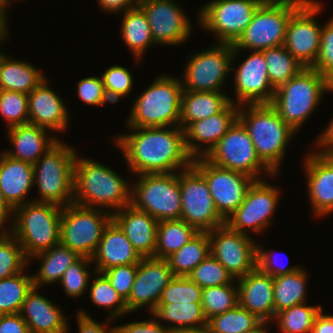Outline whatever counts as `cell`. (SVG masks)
Segmentation results:
<instances>
[{
	"label": "cell",
	"mask_w": 333,
	"mask_h": 333,
	"mask_svg": "<svg viewBox=\"0 0 333 333\" xmlns=\"http://www.w3.org/2000/svg\"><path fill=\"white\" fill-rule=\"evenodd\" d=\"M210 254L237 280L257 267V244L226 223L208 232Z\"/></svg>",
	"instance_id": "18"
},
{
	"label": "cell",
	"mask_w": 333,
	"mask_h": 333,
	"mask_svg": "<svg viewBox=\"0 0 333 333\" xmlns=\"http://www.w3.org/2000/svg\"><path fill=\"white\" fill-rule=\"evenodd\" d=\"M327 91L333 92V85L319 71L304 67L275 90L270 105L298 133Z\"/></svg>",
	"instance_id": "4"
},
{
	"label": "cell",
	"mask_w": 333,
	"mask_h": 333,
	"mask_svg": "<svg viewBox=\"0 0 333 333\" xmlns=\"http://www.w3.org/2000/svg\"><path fill=\"white\" fill-rule=\"evenodd\" d=\"M303 160L312 214L323 218L333 213V154L313 150Z\"/></svg>",
	"instance_id": "22"
},
{
	"label": "cell",
	"mask_w": 333,
	"mask_h": 333,
	"mask_svg": "<svg viewBox=\"0 0 333 333\" xmlns=\"http://www.w3.org/2000/svg\"><path fill=\"white\" fill-rule=\"evenodd\" d=\"M173 277L166 259L142 258L137 265L130 294L125 300L129 314L143 307H147L148 312L151 313Z\"/></svg>",
	"instance_id": "20"
},
{
	"label": "cell",
	"mask_w": 333,
	"mask_h": 333,
	"mask_svg": "<svg viewBox=\"0 0 333 333\" xmlns=\"http://www.w3.org/2000/svg\"><path fill=\"white\" fill-rule=\"evenodd\" d=\"M111 220L112 214L105 210L70 203L62 207L60 244L92 258Z\"/></svg>",
	"instance_id": "10"
},
{
	"label": "cell",
	"mask_w": 333,
	"mask_h": 333,
	"mask_svg": "<svg viewBox=\"0 0 333 333\" xmlns=\"http://www.w3.org/2000/svg\"><path fill=\"white\" fill-rule=\"evenodd\" d=\"M58 141L34 165V185L39 198L33 201L49 202L59 206L73 203L74 162L77 151Z\"/></svg>",
	"instance_id": "7"
},
{
	"label": "cell",
	"mask_w": 333,
	"mask_h": 333,
	"mask_svg": "<svg viewBox=\"0 0 333 333\" xmlns=\"http://www.w3.org/2000/svg\"><path fill=\"white\" fill-rule=\"evenodd\" d=\"M238 119L247 129L260 160L274 173L280 166L296 131L270 104L239 105Z\"/></svg>",
	"instance_id": "3"
},
{
	"label": "cell",
	"mask_w": 333,
	"mask_h": 333,
	"mask_svg": "<svg viewBox=\"0 0 333 333\" xmlns=\"http://www.w3.org/2000/svg\"><path fill=\"white\" fill-rule=\"evenodd\" d=\"M262 3H280V2H287V1H295V0H259Z\"/></svg>",
	"instance_id": "66"
},
{
	"label": "cell",
	"mask_w": 333,
	"mask_h": 333,
	"mask_svg": "<svg viewBox=\"0 0 333 333\" xmlns=\"http://www.w3.org/2000/svg\"><path fill=\"white\" fill-rule=\"evenodd\" d=\"M281 193L280 188L269 184L265 178L255 180L249 187L243 202L226 220V224L232 230L248 236L250 235L248 231H254L259 235L261 232L264 233V230L272 223V215L277 210Z\"/></svg>",
	"instance_id": "15"
},
{
	"label": "cell",
	"mask_w": 333,
	"mask_h": 333,
	"mask_svg": "<svg viewBox=\"0 0 333 333\" xmlns=\"http://www.w3.org/2000/svg\"><path fill=\"white\" fill-rule=\"evenodd\" d=\"M0 116L6 121V128L27 124L28 94L16 91L0 90Z\"/></svg>",
	"instance_id": "47"
},
{
	"label": "cell",
	"mask_w": 333,
	"mask_h": 333,
	"mask_svg": "<svg viewBox=\"0 0 333 333\" xmlns=\"http://www.w3.org/2000/svg\"><path fill=\"white\" fill-rule=\"evenodd\" d=\"M224 91H184L182 95L179 126L203 120L219 113L229 102Z\"/></svg>",
	"instance_id": "32"
},
{
	"label": "cell",
	"mask_w": 333,
	"mask_h": 333,
	"mask_svg": "<svg viewBox=\"0 0 333 333\" xmlns=\"http://www.w3.org/2000/svg\"><path fill=\"white\" fill-rule=\"evenodd\" d=\"M7 223L8 227L5 225ZM11 235H12V218L4 210H0V239L7 238Z\"/></svg>",
	"instance_id": "61"
},
{
	"label": "cell",
	"mask_w": 333,
	"mask_h": 333,
	"mask_svg": "<svg viewBox=\"0 0 333 333\" xmlns=\"http://www.w3.org/2000/svg\"><path fill=\"white\" fill-rule=\"evenodd\" d=\"M320 305H308L307 302L294 305L275 314L273 323L280 333H310ZM276 321V322H275Z\"/></svg>",
	"instance_id": "42"
},
{
	"label": "cell",
	"mask_w": 333,
	"mask_h": 333,
	"mask_svg": "<svg viewBox=\"0 0 333 333\" xmlns=\"http://www.w3.org/2000/svg\"><path fill=\"white\" fill-rule=\"evenodd\" d=\"M181 78L161 75L134 99L127 127L179 126L182 95Z\"/></svg>",
	"instance_id": "5"
},
{
	"label": "cell",
	"mask_w": 333,
	"mask_h": 333,
	"mask_svg": "<svg viewBox=\"0 0 333 333\" xmlns=\"http://www.w3.org/2000/svg\"><path fill=\"white\" fill-rule=\"evenodd\" d=\"M233 51V44L215 42L207 49L189 54L181 78L184 91H223L235 60Z\"/></svg>",
	"instance_id": "13"
},
{
	"label": "cell",
	"mask_w": 333,
	"mask_h": 333,
	"mask_svg": "<svg viewBox=\"0 0 333 333\" xmlns=\"http://www.w3.org/2000/svg\"><path fill=\"white\" fill-rule=\"evenodd\" d=\"M262 320L239 304L222 314L207 320V327L212 333H245L253 329Z\"/></svg>",
	"instance_id": "43"
},
{
	"label": "cell",
	"mask_w": 333,
	"mask_h": 333,
	"mask_svg": "<svg viewBox=\"0 0 333 333\" xmlns=\"http://www.w3.org/2000/svg\"><path fill=\"white\" fill-rule=\"evenodd\" d=\"M76 87L77 95L82 103L92 106H103L106 102L112 103L106 94L101 76L81 78Z\"/></svg>",
	"instance_id": "52"
},
{
	"label": "cell",
	"mask_w": 333,
	"mask_h": 333,
	"mask_svg": "<svg viewBox=\"0 0 333 333\" xmlns=\"http://www.w3.org/2000/svg\"><path fill=\"white\" fill-rule=\"evenodd\" d=\"M121 37L124 44L131 51L135 63L142 61L146 50L157 46L151 35V29L146 14L139 7L127 10L122 13Z\"/></svg>",
	"instance_id": "33"
},
{
	"label": "cell",
	"mask_w": 333,
	"mask_h": 333,
	"mask_svg": "<svg viewBox=\"0 0 333 333\" xmlns=\"http://www.w3.org/2000/svg\"><path fill=\"white\" fill-rule=\"evenodd\" d=\"M272 323V321H261L253 329L246 331L245 333H269V330L266 328Z\"/></svg>",
	"instance_id": "63"
},
{
	"label": "cell",
	"mask_w": 333,
	"mask_h": 333,
	"mask_svg": "<svg viewBox=\"0 0 333 333\" xmlns=\"http://www.w3.org/2000/svg\"><path fill=\"white\" fill-rule=\"evenodd\" d=\"M239 105L231 101L217 114L188 124L185 146L193 159L205 157L238 119Z\"/></svg>",
	"instance_id": "23"
},
{
	"label": "cell",
	"mask_w": 333,
	"mask_h": 333,
	"mask_svg": "<svg viewBox=\"0 0 333 333\" xmlns=\"http://www.w3.org/2000/svg\"><path fill=\"white\" fill-rule=\"evenodd\" d=\"M179 186L181 220L199 232H209L226 223L215 207L208 183L193 165L179 171Z\"/></svg>",
	"instance_id": "14"
},
{
	"label": "cell",
	"mask_w": 333,
	"mask_h": 333,
	"mask_svg": "<svg viewBox=\"0 0 333 333\" xmlns=\"http://www.w3.org/2000/svg\"><path fill=\"white\" fill-rule=\"evenodd\" d=\"M141 259L123 231L111 220L105 227L99 246L92 257V263H95L94 270L103 273L116 266L138 264Z\"/></svg>",
	"instance_id": "28"
},
{
	"label": "cell",
	"mask_w": 333,
	"mask_h": 333,
	"mask_svg": "<svg viewBox=\"0 0 333 333\" xmlns=\"http://www.w3.org/2000/svg\"><path fill=\"white\" fill-rule=\"evenodd\" d=\"M198 233L196 228L181 219L159 221L154 258L166 259Z\"/></svg>",
	"instance_id": "37"
},
{
	"label": "cell",
	"mask_w": 333,
	"mask_h": 333,
	"mask_svg": "<svg viewBox=\"0 0 333 333\" xmlns=\"http://www.w3.org/2000/svg\"><path fill=\"white\" fill-rule=\"evenodd\" d=\"M131 186V205L147 212L158 222L180 220L179 172L136 175Z\"/></svg>",
	"instance_id": "9"
},
{
	"label": "cell",
	"mask_w": 333,
	"mask_h": 333,
	"mask_svg": "<svg viewBox=\"0 0 333 333\" xmlns=\"http://www.w3.org/2000/svg\"><path fill=\"white\" fill-rule=\"evenodd\" d=\"M12 0H0V5L3 6L8 11V6L11 3ZM20 1V0H19Z\"/></svg>",
	"instance_id": "67"
},
{
	"label": "cell",
	"mask_w": 333,
	"mask_h": 333,
	"mask_svg": "<svg viewBox=\"0 0 333 333\" xmlns=\"http://www.w3.org/2000/svg\"><path fill=\"white\" fill-rule=\"evenodd\" d=\"M204 158L216 166L247 174L255 180H262L259 176L262 171L270 179L278 176L257 156L249 133L239 119Z\"/></svg>",
	"instance_id": "11"
},
{
	"label": "cell",
	"mask_w": 333,
	"mask_h": 333,
	"mask_svg": "<svg viewBox=\"0 0 333 333\" xmlns=\"http://www.w3.org/2000/svg\"><path fill=\"white\" fill-rule=\"evenodd\" d=\"M129 134L113 137L129 171L135 175L174 173L187 169L193 158L180 126L128 127ZM130 130H132L130 132Z\"/></svg>",
	"instance_id": "1"
},
{
	"label": "cell",
	"mask_w": 333,
	"mask_h": 333,
	"mask_svg": "<svg viewBox=\"0 0 333 333\" xmlns=\"http://www.w3.org/2000/svg\"><path fill=\"white\" fill-rule=\"evenodd\" d=\"M202 288L188 276H174L165 287L159 303L201 302Z\"/></svg>",
	"instance_id": "50"
},
{
	"label": "cell",
	"mask_w": 333,
	"mask_h": 333,
	"mask_svg": "<svg viewBox=\"0 0 333 333\" xmlns=\"http://www.w3.org/2000/svg\"><path fill=\"white\" fill-rule=\"evenodd\" d=\"M312 68L333 85V16L323 25L319 55Z\"/></svg>",
	"instance_id": "51"
},
{
	"label": "cell",
	"mask_w": 333,
	"mask_h": 333,
	"mask_svg": "<svg viewBox=\"0 0 333 333\" xmlns=\"http://www.w3.org/2000/svg\"><path fill=\"white\" fill-rule=\"evenodd\" d=\"M116 333H175L153 316L145 321H132L115 326Z\"/></svg>",
	"instance_id": "55"
},
{
	"label": "cell",
	"mask_w": 333,
	"mask_h": 333,
	"mask_svg": "<svg viewBox=\"0 0 333 333\" xmlns=\"http://www.w3.org/2000/svg\"><path fill=\"white\" fill-rule=\"evenodd\" d=\"M261 4L259 0L208 1L199 9L197 25L214 34L216 43L234 44Z\"/></svg>",
	"instance_id": "12"
},
{
	"label": "cell",
	"mask_w": 333,
	"mask_h": 333,
	"mask_svg": "<svg viewBox=\"0 0 333 333\" xmlns=\"http://www.w3.org/2000/svg\"><path fill=\"white\" fill-rule=\"evenodd\" d=\"M26 269L12 277L0 279V315L20 313L26 295L33 287L32 275Z\"/></svg>",
	"instance_id": "41"
},
{
	"label": "cell",
	"mask_w": 333,
	"mask_h": 333,
	"mask_svg": "<svg viewBox=\"0 0 333 333\" xmlns=\"http://www.w3.org/2000/svg\"><path fill=\"white\" fill-rule=\"evenodd\" d=\"M175 333H212L210 329L206 326L199 328L183 329Z\"/></svg>",
	"instance_id": "65"
},
{
	"label": "cell",
	"mask_w": 333,
	"mask_h": 333,
	"mask_svg": "<svg viewBox=\"0 0 333 333\" xmlns=\"http://www.w3.org/2000/svg\"><path fill=\"white\" fill-rule=\"evenodd\" d=\"M0 153V190L7 203L15 209L33 201L26 200L34 186L33 165Z\"/></svg>",
	"instance_id": "30"
},
{
	"label": "cell",
	"mask_w": 333,
	"mask_h": 333,
	"mask_svg": "<svg viewBox=\"0 0 333 333\" xmlns=\"http://www.w3.org/2000/svg\"><path fill=\"white\" fill-rule=\"evenodd\" d=\"M33 286L22 304L20 315L30 333H69V323L60 305L41 295Z\"/></svg>",
	"instance_id": "25"
},
{
	"label": "cell",
	"mask_w": 333,
	"mask_h": 333,
	"mask_svg": "<svg viewBox=\"0 0 333 333\" xmlns=\"http://www.w3.org/2000/svg\"><path fill=\"white\" fill-rule=\"evenodd\" d=\"M0 333H30L20 313L0 315Z\"/></svg>",
	"instance_id": "57"
},
{
	"label": "cell",
	"mask_w": 333,
	"mask_h": 333,
	"mask_svg": "<svg viewBox=\"0 0 333 333\" xmlns=\"http://www.w3.org/2000/svg\"><path fill=\"white\" fill-rule=\"evenodd\" d=\"M239 304L237 283L202 288L201 305L206 320Z\"/></svg>",
	"instance_id": "44"
},
{
	"label": "cell",
	"mask_w": 333,
	"mask_h": 333,
	"mask_svg": "<svg viewBox=\"0 0 333 333\" xmlns=\"http://www.w3.org/2000/svg\"><path fill=\"white\" fill-rule=\"evenodd\" d=\"M235 68L231 65L237 100L231 97L229 100L237 105L270 104L276 89L270 83L263 52L251 51Z\"/></svg>",
	"instance_id": "21"
},
{
	"label": "cell",
	"mask_w": 333,
	"mask_h": 333,
	"mask_svg": "<svg viewBox=\"0 0 333 333\" xmlns=\"http://www.w3.org/2000/svg\"><path fill=\"white\" fill-rule=\"evenodd\" d=\"M62 206L31 201L14 209L12 235L27 259L60 244Z\"/></svg>",
	"instance_id": "6"
},
{
	"label": "cell",
	"mask_w": 333,
	"mask_h": 333,
	"mask_svg": "<svg viewBox=\"0 0 333 333\" xmlns=\"http://www.w3.org/2000/svg\"><path fill=\"white\" fill-rule=\"evenodd\" d=\"M318 136V139L315 138L314 142V145L316 144L315 147L319 148L316 151L324 154H333V118L326 129Z\"/></svg>",
	"instance_id": "59"
},
{
	"label": "cell",
	"mask_w": 333,
	"mask_h": 333,
	"mask_svg": "<svg viewBox=\"0 0 333 333\" xmlns=\"http://www.w3.org/2000/svg\"><path fill=\"white\" fill-rule=\"evenodd\" d=\"M310 333H333V314H317Z\"/></svg>",
	"instance_id": "60"
},
{
	"label": "cell",
	"mask_w": 333,
	"mask_h": 333,
	"mask_svg": "<svg viewBox=\"0 0 333 333\" xmlns=\"http://www.w3.org/2000/svg\"><path fill=\"white\" fill-rule=\"evenodd\" d=\"M7 13V10L0 5V43L9 36V28L7 24L8 18H6L8 15Z\"/></svg>",
	"instance_id": "62"
},
{
	"label": "cell",
	"mask_w": 333,
	"mask_h": 333,
	"mask_svg": "<svg viewBox=\"0 0 333 333\" xmlns=\"http://www.w3.org/2000/svg\"><path fill=\"white\" fill-rule=\"evenodd\" d=\"M261 244H257V267L265 274H268L272 277H276L279 275L290 274L296 272L301 268L299 265L292 266H284L279 265V259H275L276 255L273 251L264 250ZM278 260V261H277ZM277 265V266H275Z\"/></svg>",
	"instance_id": "54"
},
{
	"label": "cell",
	"mask_w": 333,
	"mask_h": 333,
	"mask_svg": "<svg viewBox=\"0 0 333 333\" xmlns=\"http://www.w3.org/2000/svg\"><path fill=\"white\" fill-rule=\"evenodd\" d=\"M43 73L28 61L16 60L0 51V90L29 94L46 78Z\"/></svg>",
	"instance_id": "31"
},
{
	"label": "cell",
	"mask_w": 333,
	"mask_h": 333,
	"mask_svg": "<svg viewBox=\"0 0 333 333\" xmlns=\"http://www.w3.org/2000/svg\"><path fill=\"white\" fill-rule=\"evenodd\" d=\"M105 13L121 14L138 6L139 0H97Z\"/></svg>",
	"instance_id": "58"
},
{
	"label": "cell",
	"mask_w": 333,
	"mask_h": 333,
	"mask_svg": "<svg viewBox=\"0 0 333 333\" xmlns=\"http://www.w3.org/2000/svg\"><path fill=\"white\" fill-rule=\"evenodd\" d=\"M236 281L239 305L262 321H272L275 317L273 277L256 267Z\"/></svg>",
	"instance_id": "27"
},
{
	"label": "cell",
	"mask_w": 333,
	"mask_h": 333,
	"mask_svg": "<svg viewBox=\"0 0 333 333\" xmlns=\"http://www.w3.org/2000/svg\"><path fill=\"white\" fill-rule=\"evenodd\" d=\"M192 165L204 176L218 213L227 220L243 202L255 179L216 166L204 157L193 159Z\"/></svg>",
	"instance_id": "17"
},
{
	"label": "cell",
	"mask_w": 333,
	"mask_h": 333,
	"mask_svg": "<svg viewBox=\"0 0 333 333\" xmlns=\"http://www.w3.org/2000/svg\"><path fill=\"white\" fill-rule=\"evenodd\" d=\"M48 131L30 123L8 128L7 136L13 150L10 148L3 152L11 158L34 165L60 139Z\"/></svg>",
	"instance_id": "29"
},
{
	"label": "cell",
	"mask_w": 333,
	"mask_h": 333,
	"mask_svg": "<svg viewBox=\"0 0 333 333\" xmlns=\"http://www.w3.org/2000/svg\"><path fill=\"white\" fill-rule=\"evenodd\" d=\"M28 265L22 246L11 235L0 239V279L12 277L22 272Z\"/></svg>",
	"instance_id": "48"
},
{
	"label": "cell",
	"mask_w": 333,
	"mask_h": 333,
	"mask_svg": "<svg viewBox=\"0 0 333 333\" xmlns=\"http://www.w3.org/2000/svg\"><path fill=\"white\" fill-rule=\"evenodd\" d=\"M210 254L208 232H199L188 243L166 258L174 276L188 274Z\"/></svg>",
	"instance_id": "38"
},
{
	"label": "cell",
	"mask_w": 333,
	"mask_h": 333,
	"mask_svg": "<svg viewBox=\"0 0 333 333\" xmlns=\"http://www.w3.org/2000/svg\"><path fill=\"white\" fill-rule=\"evenodd\" d=\"M80 257L76 251L61 244L32 256L28 259V263L31 260L42 261L39 271L32 274L33 286L40 288L44 284L60 282L64 271Z\"/></svg>",
	"instance_id": "34"
},
{
	"label": "cell",
	"mask_w": 333,
	"mask_h": 333,
	"mask_svg": "<svg viewBox=\"0 0 333 333\" xmlns=\"http://www.w3.org/2000/svg\"><path fill=\"white\" fill-rule=\"evenodd\" d=\"M323 3L306 0L291 16L284 47L304 66L312 68L320 51L323 25H318L315 16L323 11Z\"/></svg>",
	"instance_id": "16"
},
{
	"label": "cell",
	"mask_w": 333,
	"mask_h": 333,
	"mask_svg": "<svg viewBox=\"0 0 333 333\" xmlns=\"http://www.w3.org/2000/svg\"><path fill=\"white\" fill-rule=\"evenodd\" d=\"M188 277L201 288L237 283L228 270L211 254L198 264Z\"/></svg>",
	"instance_id": "46"
},
{
	"label": "cell",
	"mask_w": 333,
	"mask_h": 333,
	"mask_svg": "<svg viewBox=\"0 0 333 333\" xmlns=\"http://www.w3.org/2000/svg\"><path fill=\"white\" fill-rule=\"evenodd\" d=\"M306 0L262 3L243 34L233 44V58L243 51H262L284 45L286 29L293 13Z\"/></svg>",
	"instance_id": "8"
},
{
	"label": "cell",
	"mask_w": 333,
	"mask_h": 333,
	"mask_svg": "<svg viewBox=\"0 0 333 333\" xmlns=\"http://www.w3.org/2000/svg\"><path fill=\"white\" fill-rule=\"evenodd\" d=\"M112 220L142 258L154 257L158 229V221L155 218L130 204L113 213Z\"/></svg>",
	"instance_id": "26"
},
{
	"label": "cell",
	"mask_w": 333,
	"mask_h": 333,
	"mask_svg": "<svg viewBox=\"0 0 333 333\" xmlns=\"http://www.w3.org/2000/svg\"><path fill=\"white\" fill-rule=\"evenodd\" d=\"M109 100L115 104L120 98L126 97L133 89L134 80L128 68L114 65L107 68L101 75Z\"/></svg>",
	"instance_id": "49"
},
{
	"label": "cell",
	"mask_w": 333,
	"mask_h": 333,
	"mask_svg": "<svg viewBox=\"0 0 333 333\" xmlns=\"http://www.w3.org/2000/svg\"><path fill=\"white\" fill-rule=\"evenodd\" d=\"M150 315L160 323L163 321L166 324L168 321V325L165 326L174 332L207 325L201 302L158 303Z\"/></svg>",
	"instance_id": "35"
},
{
	"label": "cell",
	"mask_w": 333,
	"mask_h": 333,
	"mask_svg": "<svg viewBox=\"0 0 333 333\" xmlns=\"http://www.w3.org/2000/svg\"><path fill=\"white\" fill-rule=\"evenodd\" d=\"M262 52L270 83L275 89L296 76L304 68L284 45L268 48Z\"/></svg>",
	"instance_id": "39"
},
{
	"label": "cell",
	"mask_w": 333,
	"mask_h": 333,
	"mask_svg": "<svg viewBox=\"0 0 333 333\" xmlns=\"http://www.w3.org/2000/svg\"><path fill=\"white\" fill-rule=\"evenodd\" d=\"M303 267L296 272L273 277L275 314L294 305L307 302L308 272Z\"/></svg>",
	"instance_id": "36"
},
{
	"label": "cell",
	"mask_w": 333,
	"mask_h": 333,
	"mask_svg": "<svg viewBox=\"0 0 333 333\" xmlns=\"http://www.w3.org/2000/svg\"><path fill=\"white\" fill-rule=\"evenodd\" d=\"M94 280L90 282L88 297L92 303L98 307H103L104 310H109L107 318L112 320H118L123 318L124 314L129 313L126 305V301L121 295L117 293L114 287L111 285L107 277L100 272H95Z\"/></svg>",
	"instance_id": "40"
},
{
	"label": "cell",
	"mask_w": 333,
	"mask_h": 333,
	"mask_svg": "<svg viewBox=\"0 0 333 333\" xmlns=\"http://www.w3.org/2000/svg\"><path fill=\"white\" fill-rule=\"evenodd\" d=\"M0 210H4L11 218H13L14 209L7 203L1 190H0Z\"/></svg>",
	"instance_id": "64"
},
{
	"label": "cell",
	"mask_w": 333,
	"mask_h": 333,
	"mask_svg": "<svg viewBox=\"0 0 333 333\" xmlns=\"http://www.w3.org/2000/svg\"><path fill=\"white\" fill-rule=\"evenodd\" d=\"M138 6L146 14L156 45L177 46L190 39L194 26L176 1L139 0Z\"/></svg>",
	"instance_id": "19"
},
{
	"label": "cell",
	"mask_w": 333,
	"mask_h": 333,
	"mask_svg": "<svg viewBox=\"0 0 333 333\" xmlns=\"http://www.w3.org/2000/svg\"><path fill=\"white\" fill-rule=\"evenodd\" d=\"M92 265V258L81 256L64 271L59 284L63 286L65 295L72 298H80L82 295H85L89 288L90 280H92L90 278L96 272L94 270L90 274L87 270Z\"/></svg>",
	"instance_id": "45"
},
{
	"label": "cell",
	"mask_w": 333,
	"mask_h": 333,
	"mask_svg": "<svg viewBox=\"0 0 333 333\" xmlns=\"http://www.w3.org/2000/svg\"><path fill=\"white\" fill-rule=\"evenodd\" d=\"M137 265L138 264L120 265L103 272L111 285L124 300L128 298L133 286Z\"/></svg>",
	"instance_id": "53"
},
{
	"label": "cell",
	"mask_w": 333,
	"mask_h": 333,
	"mask_svg": "<svg viewBox=\"0 0 333 333\" xmlns=\"http://www.w3.org/2000/svg\"><path fill=\"white\" fill-rule=\"evenodd\" d=\"M47 80L45 78L28 94V123L50 132H66L70 122L69 109L59 94L48 86Z\"/></svg>",
	"instance_id": "24"
},
{
	"label": "cell",
	"mask_w": 333,
	"mask_h": 333,
	"mask_svg": "<svg viewBox=\"0 0 333 333\" xmlns=\"http://www.w3.org/2000/svg\"><path fill=\"white\" fill-rule=\"evenodd\" d=\"M74 162L73 203L111 214L131 203V183L107 165L78 156Z\"/></svg>",
	"instance_id": "2"
},
{
	"label": "cell",
	"mask_w": 333,
	"mask_h": 333,
	"mask_svg": "<svg viewBox=\"0 0 333 333\" xmlns=\"http://www.w3.org/2000/svg\"><path fill=\"white\" fill-rule=\"evenodd\" d=\"M76 320L78 326V333H116L115 326H108L115 321L105 317V321L102 323L93 319L86 310H77Z\"/></svg>",
	"instance_id": "56"
}]
</instances>
